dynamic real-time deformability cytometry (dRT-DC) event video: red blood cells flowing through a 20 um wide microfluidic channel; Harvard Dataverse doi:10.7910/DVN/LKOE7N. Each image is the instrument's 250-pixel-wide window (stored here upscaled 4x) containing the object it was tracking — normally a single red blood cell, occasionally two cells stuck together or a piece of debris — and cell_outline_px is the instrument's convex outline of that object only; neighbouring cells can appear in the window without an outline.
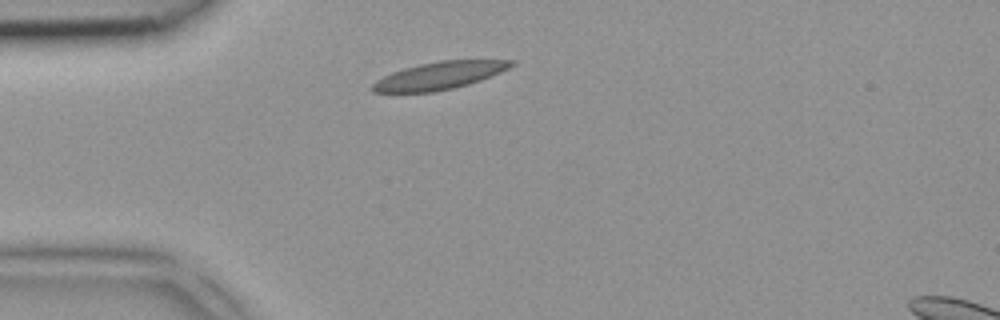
{"species": "common noctule bat (a hibernating species)", "species_latin": "Nyctalus noctula", "temperature_condition": "room temperature", "stored_images_in_passage": 1, "camera_frame_rate_fps": 3000, "um_per_image_px": 0.085, "animal": {"sex": "female", "body_mass_g": 18.4}, "frame": {"image": 1, "passage_image": 1, "time_ms": 0.0, "image_size_px": [1000, 320], "cell_outline_px": [[516, 64], [500, 72], [480, 80], [468, 84], [452, 88], [432, 92], [372, 92], [372, 84], [376, 80], [392, 72], [404, 68], [420, 64], [440, 60], [516, 60]], "centroid_in_image_um": [37.35, 6.42], "position_along_channel_um": 47.6, "area_um2": 22.02}}